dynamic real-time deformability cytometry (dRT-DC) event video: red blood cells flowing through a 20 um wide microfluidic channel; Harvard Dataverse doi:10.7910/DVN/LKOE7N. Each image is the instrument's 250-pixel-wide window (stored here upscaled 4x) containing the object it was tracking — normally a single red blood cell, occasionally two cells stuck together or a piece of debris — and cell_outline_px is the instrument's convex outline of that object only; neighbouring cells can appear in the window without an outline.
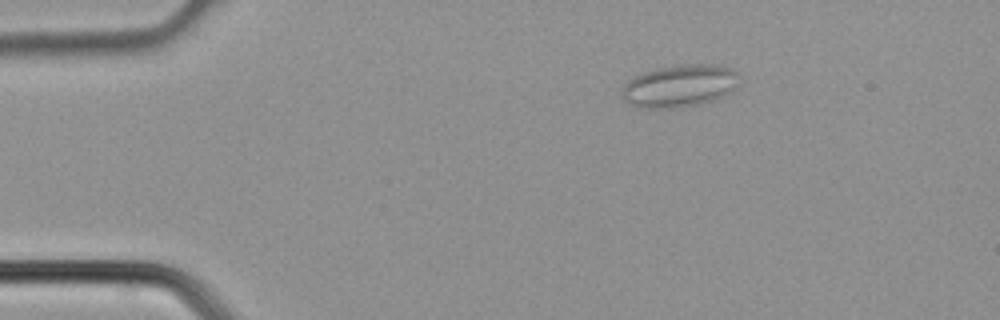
{"species": "common noctule bat (a hibernating species)", "species_latin": "Nyctalus noctula", "temperature_condition": "cold", "stored_images_in_passage": 5, "camera_frame_rate_fps": 3000, "um_per_image_px": 0.085, "animal": {"sex": "male", "body_mass_g": 21.5, "forearm_length_mm": 52.0}, "frame": {"image": 1, "passage_image": 5, "time_ms": 1.333, "image_size_px": [1000, 320], "cell_outline_px": [[736, 88], [732, 92], [716, 100], [700, 104], [668, 108], [640, 108], [624, 100], [620, 96], [620, 88], [628, 80], [644, 72], [660, 68], [680, 64], [720, 64], [732, 68], [736, 72]], "centroid_in_image_um": [57.76, 7.3], "position_along_channel_um": 27.2, "area_um2": 29.19}}